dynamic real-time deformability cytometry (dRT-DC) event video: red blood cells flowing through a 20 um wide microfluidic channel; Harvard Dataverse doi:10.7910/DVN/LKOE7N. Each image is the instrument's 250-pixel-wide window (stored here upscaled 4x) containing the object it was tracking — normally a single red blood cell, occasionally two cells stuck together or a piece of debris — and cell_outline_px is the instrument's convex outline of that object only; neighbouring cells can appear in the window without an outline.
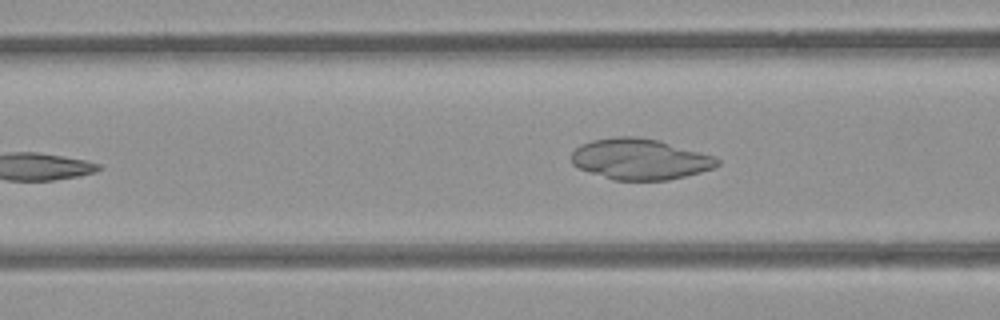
{"species": "common noctule bat (a hibernating species)", "species_latin": "Nyctalus noctula", "temperature_condition": "room temperature", "stored_images_in_passage": 7, "camera_frame_rate_fps": 3000, "um_per_image_px": 0.085, "animal": {"sex": "female", "body_mass_g": 21.9}, "frame": {"image": 1, "passage_image": 6, "time_ms": 6.0, "image_size_px": [1000, 320], "cell_outline_px": [[720, 164], [712, 168], [700, 172], [668, 180], [612, 180], [580, 168], [572, 164], [572, 152], [580, 144], [592, 140], [616, 136], [636, 136], [656, 140], [716, 156], [720, 160]], "centroid_in_image_um": [54.4, 13.52], "position_along_channel_um": 112.2, "area_um2": 34.56}}
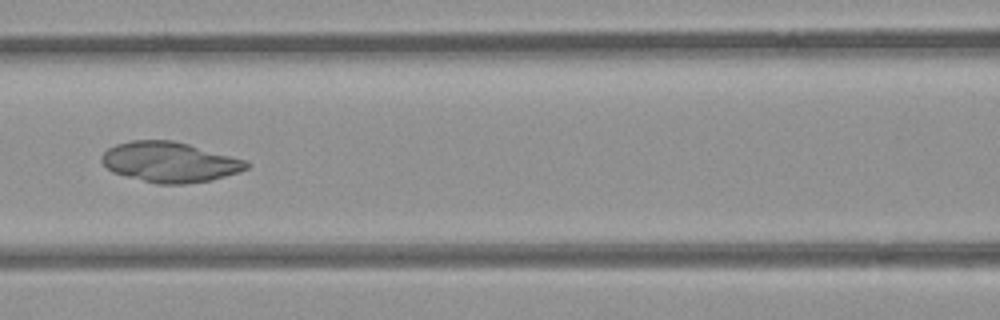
{"frame": {"image": 2, "passage_image": 7, "time_ms": 7.0, "image_size_px": [1000, 320], "cell_outline_px": [[252, 164], [248, 168], [240, 172], [212, 180], [184, 184], [156, 184], [112, 172], [100, 160], [100, 156], [108, 148], [116, 144], [132, 140], [172, 140], [188, 144], [248, 160]], "centroid_in_image_um": [14.46, 13.78], "position_along_channel_um": 152.1, "area_um2": 34.16}}